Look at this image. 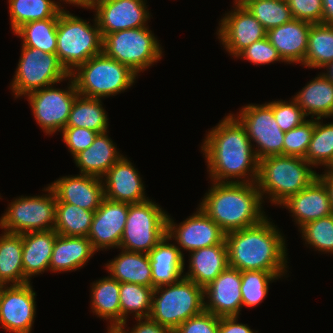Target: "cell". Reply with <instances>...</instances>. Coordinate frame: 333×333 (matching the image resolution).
Listing matches in <instances>:
<instances>
[{"label": "cell", "mask_w": 333, "mask_h": 333, "mask_svg": "<svg viewBox=\"0 0 333 333\" xmlns=\"http://www.w3.org/2000/svg\"><path fill=\"white\" fill-rule=\"evenodd\" d=\"M70 76L79 95L104 99L130 88L137 74L101 52L78 66Z\"/></svg>", "instance_id": "8992f818"}, {"label": "cell", "mask_w": 333, "mask_h": 333, "mask_svg": "<svg viewBox=\"0 0 333 333\" xmlns=\"http://www.w3.org/2000/svg\"><path fill=\"white\" fill-rule=\"evenodd\" d=\"M135 320L138 321L137 325L135 324L129 333H173L150 317L136 318Z\"/></svg>", "instance_id": "f907efd6"}, {"label": "cell", "mask_w": 333, "mask_h": 333, "mask_svg": "<svg viewBox=\"0 0 333 333\" xmlns=\"http://www.w3.org/2000/svg\"><path fill=\"white\" fill-rule=\"evenodd\" d=\"M189 255V270L184 277L203 288L229 266L226 243L204 247Z\"/></svg>", "instance_id": "484cf974"}, {"label": "cell", "mask_w": 333, "mask_h": 333, "mask_svg": "<svg viewBox=\"0 0 333 333\" xmlns=\"http://www.w3.org/2000/svg\"><path fill=\"white\" fill-rule=\"evenodd\" d=\"M94 213L70 203H57L54 230L63 236L87 237Z\"/></svg>", "instance_id": "8d00e7d4"}, {"label": "cell", "mask_w": 333, "mask_h": 333, "mask_svg": "<svg viewBox=\"0 0 333 333\" xmlns=\"http://www.w3.org/2000/svg\"><path fill=\"white\" fill-rule=\"evenodd\" d=\"M150 199L128 203L119 249L148 254L167 233V213Z\"/></svg>", "instance_id": "9c48e42d"}, {"label": "cell", "mask_w": 333, "mask_h": 333, "mask_svg": "<svg viewBox=\"0 0 333 333\" xmlns=\"http://www.w3.org/2000/svg\"><path fill=\"white\" fill-rule=\"evenodd\" d=\"M163 49L148 26L106 34L103 52L137 75L162 58Z\"/></svg>", "instance_id": "ba28073f"}, {"label": "cell", "mask_w": 333, "mask_h": 333, "mask_svg": "<svg viewBox=\"0 0 333 333\" xmlns=\"http://www.w3.org/2000/svg\"><path fill=\"white\" fill-rule=\"evenodd\" d=\"M220 317L203 311L180 324L173 333H218Z\"/></svg>", "instance_id": "c3c4849f"}, {"label": "cell", "mask_w": 333, "mask_h": 333, "mask_svg": "<svg viewBox=\"0 0 333 333\" xmlns=\"http://www.w3.org/2000/svg\"><path fill=\"white\" fill-rule=\"evenodd\" d=\"M62 141L68 147L72 157L89 148L98 135L97 132L83 127H65L62 131Z\"/></svg>", "instance_id": "bcb514c9"}, {"label": "cell", "mask_w": 333, "mask_h": 333, "mask_svg": "<svg viewBox=\"0 0 333 333\" xmlns=\"http://www.w3.org/2000/svg\"><path fill=\"white\" fill-rule=\"evenodd\" d=\"M43 191L48 194L21 196L9 203L0 217V228L15 234L54 230L57 199L49 185Z\"/></svg>", "instance_id": "30bf717a"}, {"label": "cell", "mask_w": 333, "mask_h": 333, "mask_svg": "<svg viewBox=\"0 0 333 333\" xmlns=\"http://www.w3.org/2000/svg\"><path fill=\"white\" fill-rule=\"evenodd\" d=\"M314 125L315 118L308 119L302 125L285 132L283 155L304 158L312 139Z\"/></svg>", "instance_id": "7bdbcfd3"}, {"label": "cell", "mask_w": 333, "mask_h": 333, "mask_svg": "<svg viewBox=\"0 0 333 333\" xmlns=\"http://www.w3.org/2000/svg\"><path fill=\"white\" fill-rule=\"evenodd\" d=\"M318 179L323 183V185L328 191L330 203L333 210V172L325 170L323 174H318Z\"/></svg>", "instance_id": "816d5d0a"}, {"label": "cell", "mask_w": 333, "mask_h": 333, "mask_svg": "<svg viewBox=\"0 0 333 333\" xmlns=\"http://www.w3.org/2000/svg\"><path fill=\"white\" fill-rule=\"evenodd\" d=\"M233 8L219 22L217 35L225 50L236 57L253 42L266 37L263 25L237 0Z\"/></svg>", "instance_id": "5bb4252c"}, {"label": "cell", "mask_w": 333, "mask_h": 333, "mask_svg": "<svg viewBox=\"0 0 333 333\" xmlns=\"http://www.w3.org/2000/svg\"><path fill=\"white\" fill-rule=\"evenodd\" d=\"M311 25L309 22L294 18L267 31L266 37L277 49L284 63L303 64Z\"/></svg>", "instance_id": "603a6c76"}, {"label": "cell", "mask_w": 333, "mask_h": 333, "mask_svg": "<svg viewBox=\"0 0 333 333\" xmlns=\"http://www.w3.org/2000/svg\"><path fill=\"white\" fill-rule=\"evenodd\" d=\"M272 223L267 217L257 225L226 234L230 267L241 272L262 270L275 276L287 274L286 241Z\"/></svg>", "instance_id": "7a4b0ae2"}, {"label": "cell", "mask_w": 333, "mask_h": 333, "mask_svg": "<svg viewBox=\"0 0 333 333\" xmlns=\"http://www.w3.org/2000/svg\"><path fill=\"white\" fill-rule=\"evenodd\" d=\"M263 25L266 31L291 21L293 15L286 0H237Z\"/></svg>", "instance_id": "f35d334b"}, {"label": "cell", "mask_w": 333, "mask_h": 333, "mask_svg": "<svg viewBox=\"0 0 333 333\" xmlns=\"http://www.w3.org/2000/svg\"><path fill=\"white\" fill-rule=\"evenodd\" d=\"M245 127L258 160L274 155H283L285 133L273 114V101L265 104H248L234 115Z\"/></svg>", "instance_id": "4fadbf2b"}, {"label": "cell", "mask_w": 333, "mask_h": 333, "mask_svg": "<svg viewBox=\"0 0 333 333\" xmlns=\"http://www.w3.org/2000/svg\"><path fill=\"white\" fill-rule=\"evenodd\" d=\"M93 26L63 9L58 16L56 55L70 74L91 57L103 52V37L94 16Z\"/></svg>", "instance_id": "5b68a950"}, {"label": "cell", "mask_w": 333, "mask_h": 333, "mask_svg": "<svg viewBox=\"0 0 333 333\" xmlns=\"http://www.w3.org/2000/svg\"><path fill=\"white\" fill-rule=\"evenodd\" d=\"M68 88H54L55 84L27 94L34 119L45 135L61 132L69 119L72 105L79 95L71 76ZM53 86V87H52Z\"/></svg>", "instance_id": "7c38bea8"}, {"label": "cell", "mask_w": 333, "mask_h": 333, "mask_svg": "<svg viewBox=\"0 0 333 333\" xmlns=\"http://www.w3.org/2000/svg\"><path fill=\"white\" fill-rule=\"evenodd\" d=\"M166 234L148 253L151 264L153 288L176 283L184 277V254Z\"/></svg>", "instance_id": "cb8c5ba5"}, {"label": "cell", "mask_w": 333, "mask_h": 333, "mask_svg": "<svg viewBox=\"0 0 333 333\" xmlns=\"http://www.w3.org/2000/svg\"><path fill=\"white\" fill-rule=\"evenodd\" d=\"M329 172H333V162L331 163V165L326 169Z\"/></svg>", "instance_id": "6f0895ef"}, {"label": "cell", "mask_w": 333, "mask_h": 333, "mask_svg": "<svg viewBox=\"0 0 333 333\" xmlns=\"http://www.w3.org/2000/svg\"><path fill=\"white\" fill-rule=\"evenodd\" d=\"M273 114L284 133L307 121V116L293 98L289 102L285 100L273 101Z\"/></svg>", "instance_id": "ee69618b"}, {"label": "cell", "mask_w": 333, "mask_h": 333, "mask_svg": "<svg viewBox=\"0 0 333 333\" xmlns=\"http://www.w3.org/2000/svg\"><path fill=\"white\" fill-rule=\"evenodd\" d=\"M60 2H65L66 4H72L77 5L78 7H82V8H86V9H90L91 6V1L92 0H59Z\"/></svg>", "instance_id": "11a10c76"}, {"label": "cell", "mask_w": 333, "mask_h": 333, "mask_svg": "<svg viewBox=\"0 0 333 333\" xmlns=\"http://www.w3.org/2000/svg\"><path fill=\"white\" fill-rule=\"evenodd\" d=\"M333 61V24H312L303 66L324 68Z\"/></svg>", "instance_id": "e575fe53"}, {"label": "cell", "mask_w": 333, "mask_h": 333, "mask_svg": "<svg viewBox=\"0 0 333 333\" xmlns=\"http://www.w3.org/2000/svg\"><path fill=\"white\" fill-rule=\"evenodd\" d=\"M281 277L262 270L241 272L242 306L253 308L259 305L268 294L269 284Z\"/></svg>", "instance_id": "60d3db41"}, {"label": "cell", "mask_w": 333, "mask_h": 333, "mask_svg": "<svg viewBox=\"0 0 333 333\" xmlns=\"http://www.w3.org/2000/svg\"><path fill=\"white\" fill-rule=\"evenodd\" d=\"M22 234H0V281L3 285L24 284Z\"/></svg>", "instance_id": "1f68e13d"}, {"label": "cell", "mask_w": 333, "mask_h": 333, "mask_svg": "<svg viewBox=\"0 0 333 333\" xmlns=\"http://www.w3.org/2000/svg\"><path fill=\"white\" fill-rule=\"evenodd\" d=\"M58 18L24 23L13 34L20 37L22 45L56 54Z\"/></svg>", "instance_id": "d590c367"}, {"label": "cell", "mask_w": 333, "mask_h": 333, "mask_svg": "<svg viewBox=\"0 0 333 333\" xmlns=\"http://www.w3.org/2000/svg\"><path fill=\"white\" fill-rule=\"evenodd\" d=\"M242 307L241 271L228 266L204 288V311L239 317Z\"/></svg>", "instance_id": "d6986e66"}, {"label": "cell", "mask_w": 333, "mask_h": 333, "mask_svg": "<svg viewBox=\"0 0 333 333\" xmlns=\"http://www.w3.org/2000/svg\"><path fill=\"white\" fill-rule=\"evenodd\" d=\"M204 311V288L183 277L176 283L154 288L149 317L172 332Z\"/></svg>", "instance_id": "52a82bcc"}, {"label": "cell", "mask_w": 333, "mask_h": 333, "mask_svg": "<svg viewBox=\"0 0 333 333\" xmlns=\"http://www.w3.org/2000/svg\"><path fill=\"white\" fill-rule=\"evenodd\" d=\"M8 3L12 32L24 23L58 18L63 10L55 0H8Z\"/></svg>", "instance_id": "836d02e7"}, {"label": "cell", "mask_w": 333, "mask_h": 333, "mask_svg": "<svg viewBox=\"0 0 333 333\" xmlns=\"http://www.w3.org/2000/svg\"><path fill=\"white\" fill-rule=\"evenodd\" d=\"M312 167L298 156L274 155L260 159L256 184L262 198L268 196L271 204L280 205L318 178Z\"/></svg>", "instance_id": "277c9868"}, {"label": "cell", "mask_w": 333, "mask_h": 333, "mask_svg": "<svg viewBox=\"0 0 333 333\" xmlns=\"http://www.w3.org/2000/svg\"><path fill=\"white\" fill-rule=\"evenodd\" d=\"M96 253L87 237L56 236L49 264L51 272L81 269Z\"/></svg>", "instance_id": "4316f807"}, {"label": "cell", "mask_w": 333, "mask_h": 333, "mask_svg": "<svg viewBox=\"0 0 333 333\" xmlns=\"http://www.w3.org/2000/svg\"><path fill=\"white\" fill-rule=\"evenodd\" d=\"M121 251L105 264L110 276L119 283H135L153 288L149 255L123 249Z\"/></svg>", "instance_id": "f546056e"}, {"label": "cell", "mask_w": 333, "mask_h": 333, "mask_svg": "<svg viewBox=\"0 0 333 333\" xmlns=\"http://www.w3.org/2000/svg\"><path fill=\"white\" fill-rule=\"evenodd\" d=\"M128 215V203L104 198L95 211L87 238L97 252L119 248Z\"/></svg>", "instance_id": "ac0fdd59"}, {"label": "cell", "mask_w": 333, "mask_h": 333, "mask_svg": "<svg viewBox=\"0 0 333 333\" xmlns=\"http://www.w3.org/2000/svg\"><path fill=\"white\" fill-rule=\"evenodd\" d=\"M107 133H99L89 148L73 157L80 174L102 178L123 156Z\"/></svg>", "instance_id": "83f0119b"}, {"label": "cell", "mask_w": 333, "mask_h": 333, "mask_svg": "<svg viewBox=\"0 0 333 333\" xmlns=\"http://www.w3.org/2000/svg\"><path fill=\"white\" fill-rule=\"evenodd\" d=\"M57 235L55 230L31 231L22 234L24 284L31 282L33 276L49 270Z\"/></svg>", "instance_id": "d4e9b609"}, {"label": "cell", "mask_w": 333, "mask_h": 333, "mask_svg": "<svg viewBox=\"0 0 333 333\" xmlns=\"http://www.w3.org/2000/svg\"><path fill=\"white\" fill-rule=\"evenodd\" d=\"M327 72H323V74L331 81L333 82V61L329 63L326 67H324Z\"/></svg>", "instance_id": "9f6ffc18"}, {"label": "cell", "mask_w": 333, "mask_h": 333, "mask_svg": "<svg viewBox=\"0 0 333 333\" xmlns=\"http://www.w3.org/2000/svg\"><path fill=\"white\" fill-rule=\"evenodd\" d=\"M138 170L124 155L101 178L104 198L129 204L148 200Z\"/></svg>", "instance_id": "ffe728a7"}, {"label": "cell", "mask_w": 333, "mask_h": 333, "mask_svg": "<svg viewBox=\"0 0 333 333\" xmlns=\"http://www.w3.org/2000/svg\"><path fill=\"white\" fill-rule=\"evenodd\" d=\"M146 0H92L90 9L104 37L116 31L147 26L150 20Z\"/></svg>", "instance_id": "2e32d148"}, {"label": "cell", "mask_w": 333, "mask_h": 333, "mask_svg": "<svg viewBox=\"0 0 333 333\" xmlns=\"http://www.w3.org/2000/svg\"><path fill=\"white\" fill-rule=\"evenodd\" d=\"M70 74L56 54L22 45L11 90L15 98L67 80Z\"/></svg>", "instance_id": "8fae6325"}, {"label": "cell", "mask_w": 333, "mask_h": 333, "mask_svg": "<svg viewBox=\"0 0 333 333\" xmlns=\"http://www.w3.org/2000/svg\"><path fill=\"white\" fill-rule=\"evenodd\" d=\"M197 211L176 224L167 215V235L175 240L180 251L189 253L204 247L226 243V233L198 206Z\"/></svg>", "instance_id": "9a60e30c"}, {"label": "cell", "mask_w": 333, "mask_h": 333, "mask_svg": "<svg viewBox=\"0 0 333 333\" xmlns=\"http://www.w3.org/2000/svg\"><path fill=\"white\" fill-rule=\"evenodd\" d=\"M305 244L318 251L333 254V214L310 221L300 230Z\"/></svg>", "instance_id": "b9f144b4"}, {"label": "cell", "mask_w": 333, "mask_h": 333, "mask_svg": "<svg viewBox=\"0 0 333 333\" xmlns=\"http://www.w3.org/2000/svg\"><path fill=\"white\" fill-rule=\"evenodd\" d=\"M235 58L246 59L250 63H254V65H265L275 63L276 61L284 62L277 49L269 42L267 37L253 42Z\"/></svg>", "instance_id": "f6af8a7d"}, {"label": "cell", "mask_w": 333, "mask_h": 333, "mask_svg": "<svg viewBox=\"0 0 333 333\" xmlns=\"http://www.w3.org/2000/svg\"><path fill=\"white\" fill-rule=\"evenodd\" d=\"M320 120L315 118L314 132L304 159L313 168L323 166L326 170L333 162V122L323 124Z\"/></svg>", "instance_id": "ab89813d"}, {"label": "cell", "mask_w": 333, "mask_h": 333, "mask_svg": "<svg viewBox=\"0 0 333 333\" xmlns=\"http://www.w3.org/2000/svg\"><path fill=\"white\" fill-rule=\"evenodd\" d=\"M55 193L57 203H70L95 212L104 199L102 179L79 174L63 176L48 184Z\"/></svg>", "instance_id": "44dd1931"}, {"label": "cell", "mask_w": 333, "mask_h": 333, "mask_svg": "<svg viewBox=\"0 0 333 333\" xmlns=\"http://www.w3.org/2000/svg\"><path fill=\"white\" fill-rule=\"evenodd\" d=\"M153 291L154 288L141 284L120 283L121 324L127 323L129 313H133L134 318L149 317Z\"/></svg>", "instance_id": "74e56055"}, {"label": "cell", "mask_w": 333, "mask_h": 333, "mask_svg": "<svg viewBox=\"0 0 333 333\" xmlns=\"http://www.w3.org/2000/svg\"><path fill=\"white\" fill-rule=\"evenodd\" d=\"M3 284L1 283V281H0V290L3 288Z\"/></svg>", "instance_id": "680465c9"}, {"label": "cell", "mask_w": 333, "mask_h": 333, "mask_svg": "<svg viewBox=\"0 0 333 333\" xmlns=\"http://www.w3.org/2000/svg\"><path fill=\"white\" fill-rule=\"evenodd\" d=\"M238 316L220 317L218 333H258L247 324L238 323Z\"/></svg>", "instance_id": "681fc988"}, {"label": "cell", "mask_w": 333, "mask_h": 333, "mask_svg": "<svg viewBox=\"0 0 333 333\" xmlns=\"http://www.w3.org/2000/svg\"><path fill=\"white\" fill-rule=\"evenodd\" d=\"M91 286V309L110 324H121L120 283L110 275L96 280Z\"/></svg>", "instance_id": "4dcf8cb0"}, {"label": "cell", "mask_w": 333, "mask_h": 333, "mask_svg": "<svg viewBox=\"0 0 333 333\" xmlns=\"http://www.w3.org/2000/svg\"><path fill=\"white\" fill-rule=\"evenodd\" d=\"M32 283L4 285L0 290V325L7 332L30 333L36 314Z\"/></svg>", "instance_id": "e0dca14e"}, {"label": "cell", "mask_w": 333, "mask_h": 333, "mask_svg": "<svg viewBox=\"0 0 333 333\" xmlns=\"http://www.w3.org/2000/svg\"><path fill=\"white\" fill-rule=\"evenodd\" d=\"M306 116L317 118L333 117V82L323 72L309 81L293 96Z\"/></svg>", "instance_id": "f1b7e54d"}, {"label": "cell", "mask_w": 333, "mask_h": 333, "mask_svg": "<svg viewBox=\"0 0 333 333\" xmlns=\"http://www.w3.org/2000/svg\"><path fill=\"white\" fill-rule=\"evenodd\" d=\"M256 182H213L199 207L227 234L261 223L266 216Z\"/></svg>", "instance_id": "3957f363"}, {"label": "cell", "mask_w": 333, "mask_h": 333, "mask_svg": "<svg viewBox=\"0 0 333 333\" xmlns=\"http://www.w3.org/2000/svg\"><path fill=\"white\" fill-rule=\"evenodd\" d=\"M207 133L201 152L205 155L211 181H257L259 160L253 149L255 144L252 145L245 127L234 114L229 113Z\"/></svg>", "instance_id": "6da1fadb"}, {"label": "cell", "mask_w": 333, "mask_h": 333, "mask_svg": "<svg viewBox=\"0 0 333 333\" xmlns=\"http://www.w3.org/2000/svg\"><path fill=\"white\" fill-rule=\"evenodd\" d=\"M124 328H126V324H110L107 333H129V327L128 330Z\"/></svg>", "instance_id": "db71d44e"}, {"label": "cell", "mask_w": 333, "mask_h": 333, "mask_svg": "<svg viewBox=\"0 0 333 333\" xmlns=\"http://www.w3.org/2000/svg\"><path fill=\"white\" fill-rule=\"evenodd\" d=\"M279 206L292 213L291 216L299 229L310 221L333 214L328 191L318 178L299 193L288 197Z\"/></svg>", "instance_id": "7402d4cb"}, {"label": "cell", "mask_w": 333, "mask_h": 333, "mask_svg": "<svg viewBox=\"0 0 333 333\" xmlns=\"http://www.w3.org/2000/svg\"><path fill=\"white\" fill-rule=\"evenodd\" d=\"M323 18L322 23L333 24V0H322Z\"/></svg>", "instance_id": "f5cc1de1"}, {"label": "cell", "mask_w": 333, "mask_h": 333, "mask_svg": "<svg viewBox=\"0 0 333 333\" xmlns=\"http://www.w3.org/2000/svg\"><path fill=\"white\" fill-rule=\"evenodd\" d=\"M293 18L311 24L322 23V0H286Z\"/></svg>", "instance_id": "7dc6e473"}, {"label": "cell", "mask_w": 333, "mask_h": 333, "mask_svg": "<svg viewBox=\"0 0 333 333\" xmlns=\"http://www.w3.org/2000/svg\"><path fill=\"white\" fill-rule=\"evenodd\" d=\"M108 123L102 99L78 95L72 105L66 127H83L99 134L108 131Z\"/></svg>", "instance_id": "d6a6232c"}]
</instances>
